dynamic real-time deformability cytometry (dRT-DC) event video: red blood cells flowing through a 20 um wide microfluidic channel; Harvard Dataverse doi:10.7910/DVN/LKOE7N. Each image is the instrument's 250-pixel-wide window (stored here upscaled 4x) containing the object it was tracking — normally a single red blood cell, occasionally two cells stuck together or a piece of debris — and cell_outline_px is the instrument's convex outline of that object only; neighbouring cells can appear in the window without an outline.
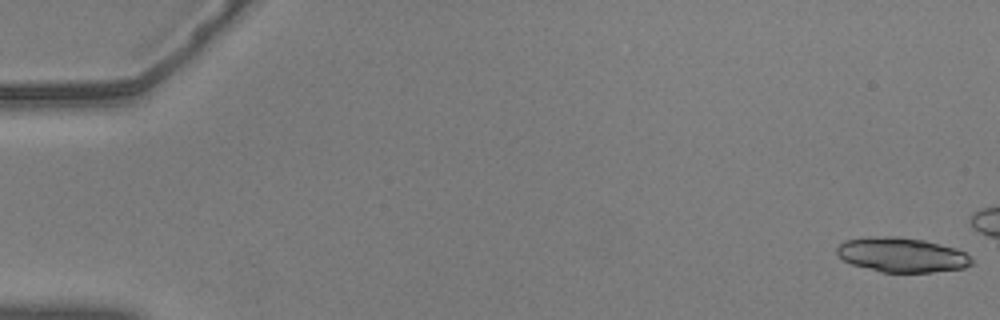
{"species": "common noctule bat (a hibernating species)", "species_latin": "Nyctalus noctula", "temperature_condition": "warm", "stored_images_in_passage": 18, "camera_frame_rate_fps": 3000, "um_per_image_px": 0.085, "animal": {"sex": "male", "body_mass_g": 20.5, "forearm_length_mm": 52.5}, "frame": {"image": 1, "passage_image": 1, "time_ms": 0.0, "image_size_px": [1000, 320], "cell_outline_px": [[972, 264], [964, 268], [932, 272], [880, 272], [852, 264], [844, 260], [836, 252], [836, 248], [844, 240], [872, 236], [900, 236], [924, 240], [956, 248], [972, 256]], "centroid_in_image_um": [76.67, 21.65], "position_along_channel_um": 8.3, "area_um2": 27.34}}